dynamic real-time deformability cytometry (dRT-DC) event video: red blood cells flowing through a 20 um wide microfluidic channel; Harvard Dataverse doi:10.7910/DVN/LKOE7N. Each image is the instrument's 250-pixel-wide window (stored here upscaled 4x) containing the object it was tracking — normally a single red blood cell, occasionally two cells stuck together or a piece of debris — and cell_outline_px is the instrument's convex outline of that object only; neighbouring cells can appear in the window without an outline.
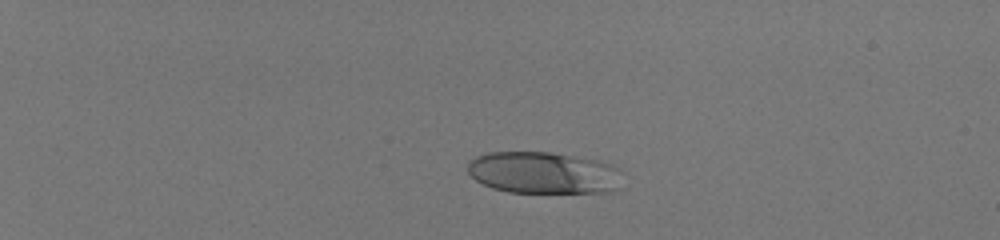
{"species": "human", "species_latin": "Homo sapiens", "temperature_condition": "room temperature", "stored_images_in_passage": 43, "camera_frame_rate_fps": 3000, "um_per_image_px": 0.085, "donor": {"sex": "male"}, "frame": {"image": 1, "passage_image": 1, "time_ms": 0.0, "image_size_px": [1000, 240], "cell_outline_px": [[620, 168], [616, 188], [608, 192], [508, 192], [492, 188], [476, 180], [468, 172], [468, 164], [476, 156], [488, 152], [548, 152], [600, 160], [612, 164]], "centroid_in_image_um": [46.17, 14.67], "position_along_channel_um": 38.8, "area_um2": 37.51}}
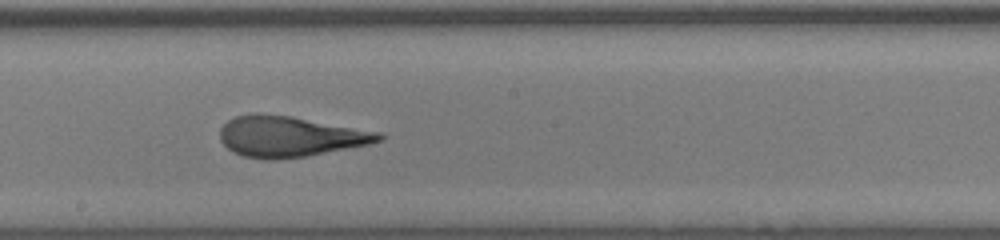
{"frame": {"image": 2, "passage_image": 23, "time_ms": 7.333, "image_size_px": [1000, 240], "cell_outline_px": [[384, 136], [380, 140], [368, 144], [308, 156], [276, 160], [264, 160], [244, 156], [232, 152], [220, 140], [220, 128], [228, 120], [236, 116], [256, 112], [260, 112], [292, 116], [384, 132]], "centroid_in_image_um": [24.63, 11.59], "position_along_channel_um": 223.6, "area_um2": 38.09}}
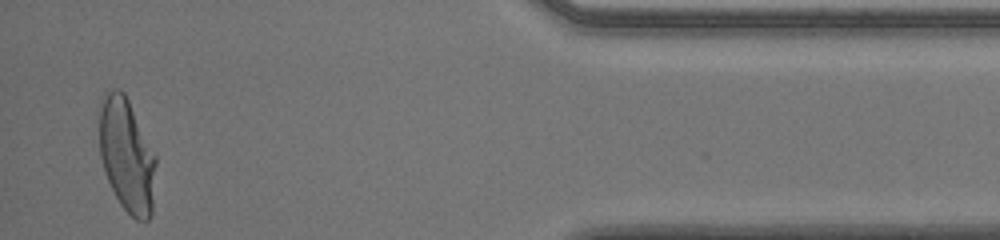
{"frame": {"image": 3, "passage_image": 41, "time_ms": 13.333, "image_size_px": [1000, 240], "cell_outline_px": [[156, 164], [152, 212], [148, 220], [136, 220], [120, 204], [104, 172], [100, 156], [100, 112], [104, 96], [112, 88], [120, 88], [124, 92], [156, 152]], "centroid_in_image_um": [10.81, 13.2], "position_along_channel_um": 424.4, "area_um2": 37.51}}